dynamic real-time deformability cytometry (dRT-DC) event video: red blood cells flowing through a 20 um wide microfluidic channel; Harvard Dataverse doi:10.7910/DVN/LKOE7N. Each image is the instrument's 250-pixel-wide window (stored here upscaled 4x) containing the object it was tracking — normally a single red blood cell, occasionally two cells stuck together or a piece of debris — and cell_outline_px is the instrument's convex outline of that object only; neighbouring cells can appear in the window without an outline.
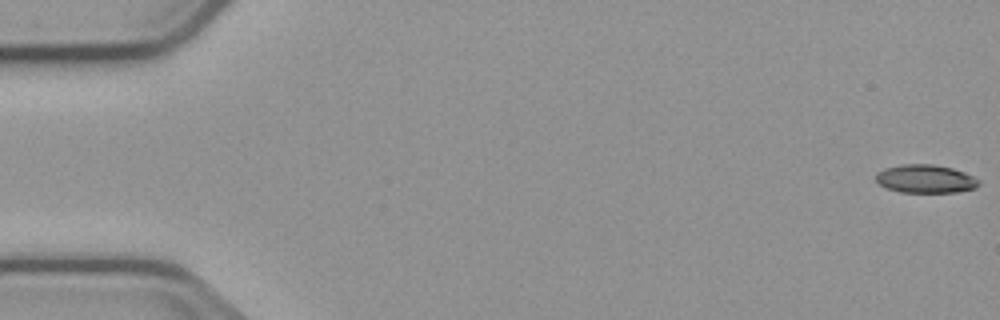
{"species": "common noctule bat (a hibernating species)", "species_latin": "Nyctalus noctula", "temperature_condition": "cold", "stored_images_in_passage": 5, "camera_frame_rate_fps": 3000, "um_per_image_px": 0.085, "animal": {"sex": "male", "body_mass_g": 23.1, "forearm_length_mm": 52.7}, "frame": {"image": 1, "passage_image": 1, "time_ms": 0.0, "image_size_px": [1000, 320], "cell_outline_px": [[980, 184], [976, 188], [956, 192], [900, 192], [888, 188], [880, 184], [876, 180], [876, 172], [884, 168], [900, 164], [932, 164], [952, 168], [964, 172], [980, 180]], "centroid_in_image_um": [78.67, 15.19], "position_along_channel_um": 6.3, "area_um2": 16.99}}
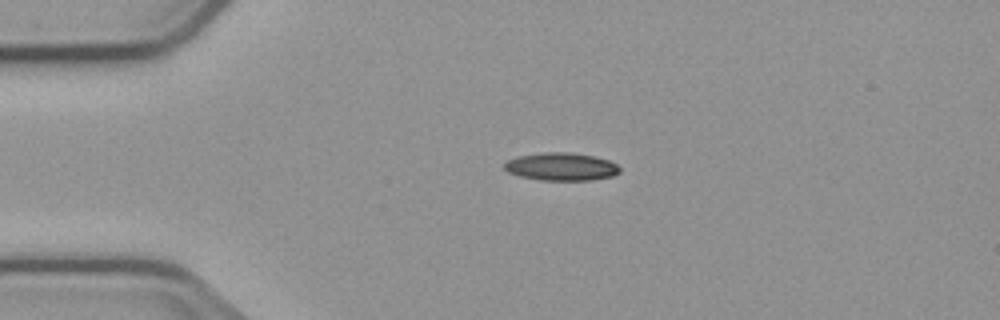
{"frame": {"image": 2, "passage_image": 4, "time_ms": 4.0, "image_size_px": [1000, 320], "cell_outline_px": [[620, 172], [612, 176], [592, 180], [540, 180], [520, 176], [508, 172], [504, 168], [504, 164], [508, 160], [516, 156], [540, 152], [572, 152], [596, 156], [608, 160], [616, 164], [620, 168]], "centroid_in_image_um": [47.7, 14.15], "position_along_channel_um": 37.3, "area_um2": 18.9}}